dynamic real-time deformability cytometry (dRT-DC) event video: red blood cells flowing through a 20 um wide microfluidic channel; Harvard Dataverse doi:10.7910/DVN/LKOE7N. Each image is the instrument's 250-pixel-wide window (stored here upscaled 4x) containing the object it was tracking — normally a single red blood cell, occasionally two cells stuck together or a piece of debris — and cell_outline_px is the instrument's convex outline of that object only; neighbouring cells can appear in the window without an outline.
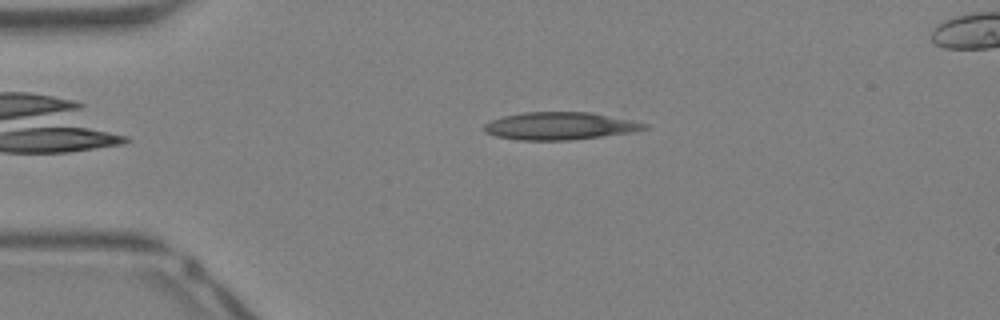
{"species": "Egyptian fruit bat (a non-hibernating species)", "species_latin": "Rousettus aegyptiacus", "temperature_condition": "warm", "stored_images_in_passage": 30, "camera_frame_rate_fps": 3000, "um_per_image_px": 0.085, "animal": {"sex": "female"}, "frame": {"image": 1, "passage_image": 1, "time_ms": 0.0, "image_size_px": [1000, 320], "cell_outline_px": [[648, 128], [636, 132], [568, 140], [516, 140], [496, 136], [484, 132], [484, 124], [492, 120], [504, 116], [524, 112], [624, 104], [648, 124]], "centroid_in_image_um": [48.21, 10.51], "position_along_channel_um": 36.8, "area_um2": 30.69}}
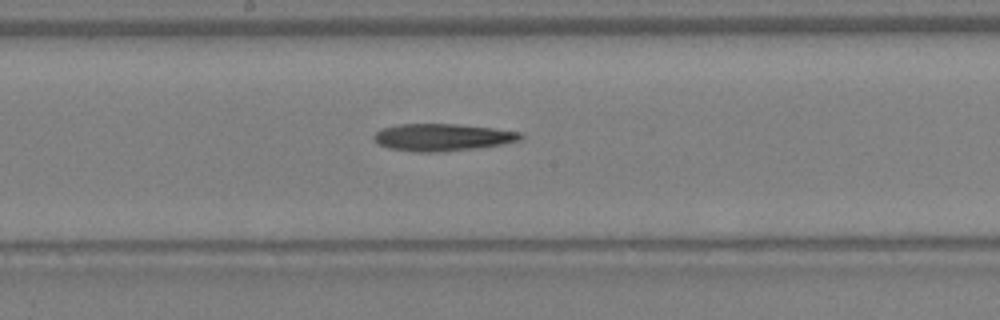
{"frame": {"image": 2, "passage_image": 14, "time_ms": 4.333, "image_size_px": [1000, 320], "cell_outline_px": [[524, 136], [520, 140], [504, 144], [476, 148], [436, 152], [420, 152], [388, 148], [372, 140], [372, 136], [376, 132], [384, 128], [396, 124], [460, 124], [524, 132]], "centroid_in_image_um": [37.63, 11.66], "position_along_channel_um": 210.6, "area_um2": 23.35}}
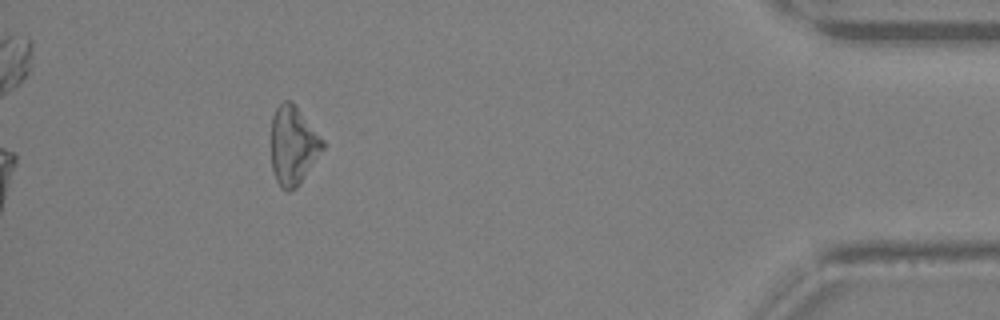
{"frame": {"image": 3, "passage_image": 30, "time_ms": 9.667, "image_size_px": [1000, 320], "cell_outline_px": [[324, 148], [300, 184], [296, 188], [288, 192], [284, 192], [280, 188], [276, 180], [272, 168], [272, 116], [276, 108], [284, 100], [292, 100], [324, 140]], "centroid_in_image_um": [24.92, 12.38], "position_along_channel_um": 410.3, "area_um2": 23.76}}